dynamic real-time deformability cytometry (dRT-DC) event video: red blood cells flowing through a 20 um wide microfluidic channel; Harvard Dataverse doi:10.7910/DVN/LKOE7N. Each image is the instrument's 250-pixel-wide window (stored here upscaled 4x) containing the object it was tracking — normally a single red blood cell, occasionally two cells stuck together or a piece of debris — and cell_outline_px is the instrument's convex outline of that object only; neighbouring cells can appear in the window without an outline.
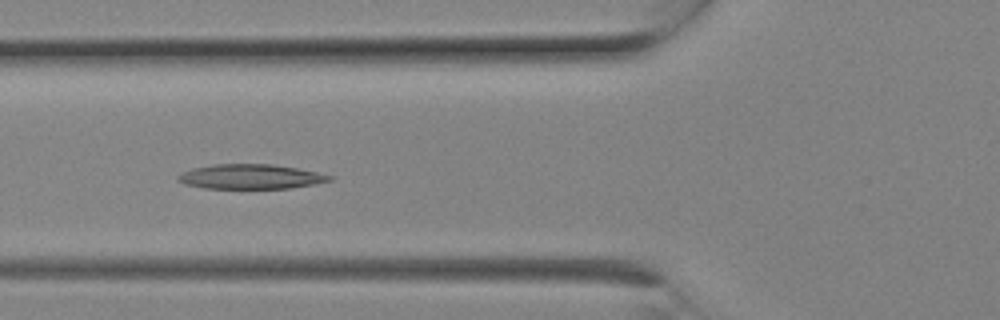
{"species": "Egyptian fruit bat (a non-hibernating species)", "species_latin": "Rousettus aegyptiacus", "temperature_condition": "room temperature", "stored_images_in_passage": 9, "camera_frame_rate_fps": 3000, "um_per_image_px": 0.085, "animal": {"sex": "female"}, "frame": {"image": 1, "passage_image": 8, "time_ms": 2.333, "image_size_px": [1000, 320], "cell_outline_px": [[332, 180], [292, 188], [204, 188], [184, 184], [176, 180], [176, 176], [192, 168], [216, 164], [272, 164], [296, 168], [316, 172], [332, 176]], "centroid_in_image_um": [21.25, 15.01], "position_along_channel_um": 104.5, "area_um2": 21.62}}
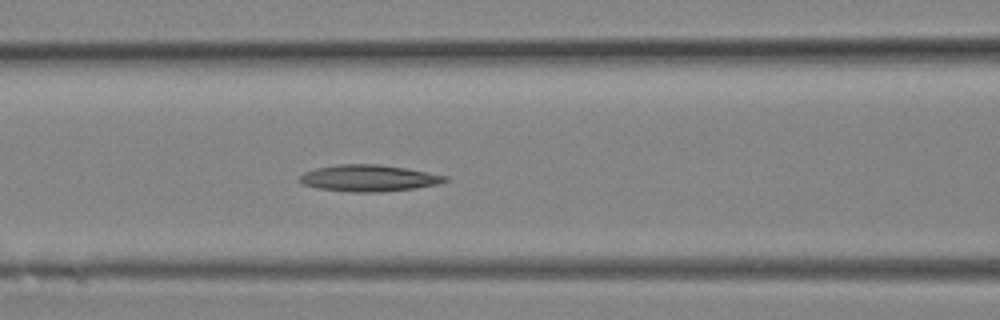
{"frame": {"image": 2, "passage_image": 9, "time_ms": 2.667, "image_size_px": [1000, 320], "cell_outline_px": [[448, 180], [440, 184], [416, 188], [380, 192], [352, 192], [316, 188], [304, 184], [296, 180], [304, 172], [316, 168], [336, 164], [376, 164], [404, 168], [428, 172], [448, 176]], "centroid_in_image_um": [31.33, 15.14], "position_along_channel_um": 135.3, "area_um2": 22.6}}